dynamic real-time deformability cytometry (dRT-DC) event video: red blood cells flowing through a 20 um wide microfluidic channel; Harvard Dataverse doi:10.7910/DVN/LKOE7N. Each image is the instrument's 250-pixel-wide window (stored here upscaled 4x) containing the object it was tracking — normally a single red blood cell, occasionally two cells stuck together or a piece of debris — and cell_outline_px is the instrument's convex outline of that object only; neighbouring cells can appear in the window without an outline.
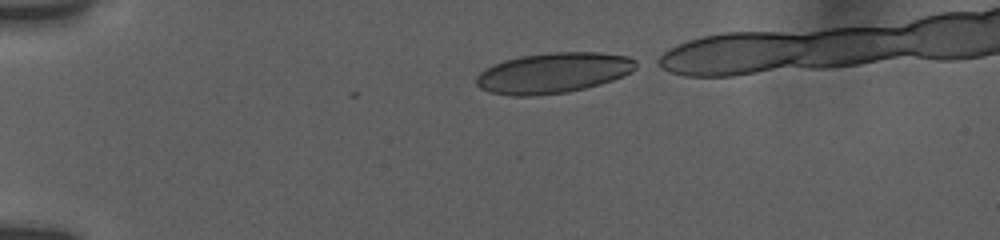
{"species": "human", "species_latin": "Homo sapiens", "temperature_condition": "room temperature", "stored_images_in_passage": 30, "camera_frame_rate_fps": 3000, "um_per_image_px": 0.085, "donor": {"sex": "female"}, "frame": {"image": 1, "passage_image": 1, "time_ms": 0.0, "image_size_px": [1000, 240], "cell_outline_px": [[644, 64], [624, 76], [600, 84], [568, 92], [532, 96], [512, 96], [488, 92], [480, 88], [476, 84], [476, 76], [480, 72], [492, 64], [504, 60], [520, 56], [552, 52], [600, 52], [628, 56]], "centroid_in_image_um": [47.06, 6.19], "position_along_channel_um": 37.9, "area_um2": 38.15}}
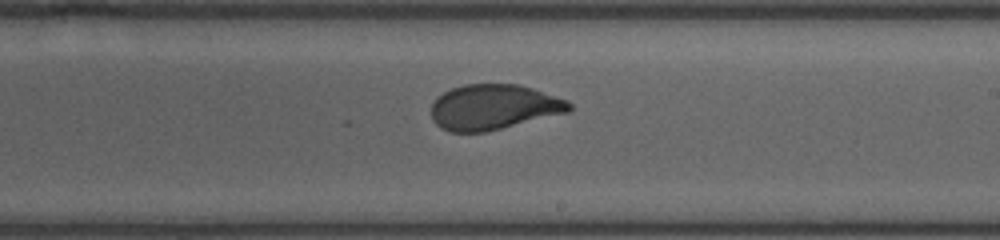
{"frame": {"image": 2, "passage_image": 18, "time_ms": 7.0, "image_size_px": [1000, 240], "cell_outline_px": [[572, 108], [568, 112], [484, 132], [452, 132], [440, 128], [432, 120], [432, 104], [444, 92], [452, 88], [464, 84], [520, 84], [568, 100], [572, 104]], "centroid_in_image_um": [41.96, 9.1], "position_along_channel_um": 247.0, "area_um2": 36.18}}
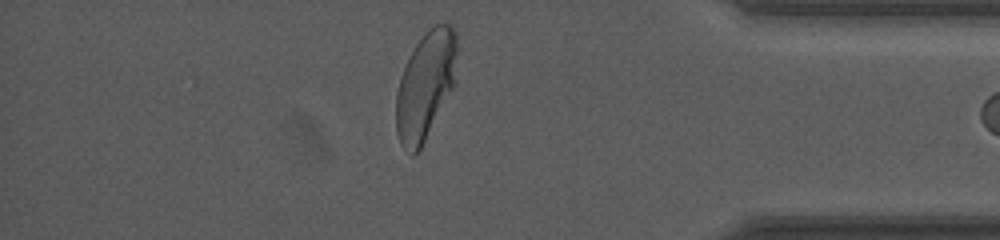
{"frame": {"image": 3, "passage_image": 29, "time_ms": 11.667, "image_size_px": [1000, 240], "cell_outline_px": [[456, 84], [420, 148], [412, 156], [400, 144], [396, 132], [396, 92], [400, 76], [416, 44], [424, 32], [432, 24], [452, 24], [456, 32]], "centroid_in_image_um": [36.17, 7.24], "position_along_channel_um": 399.0, "area_um2": 38.49}}